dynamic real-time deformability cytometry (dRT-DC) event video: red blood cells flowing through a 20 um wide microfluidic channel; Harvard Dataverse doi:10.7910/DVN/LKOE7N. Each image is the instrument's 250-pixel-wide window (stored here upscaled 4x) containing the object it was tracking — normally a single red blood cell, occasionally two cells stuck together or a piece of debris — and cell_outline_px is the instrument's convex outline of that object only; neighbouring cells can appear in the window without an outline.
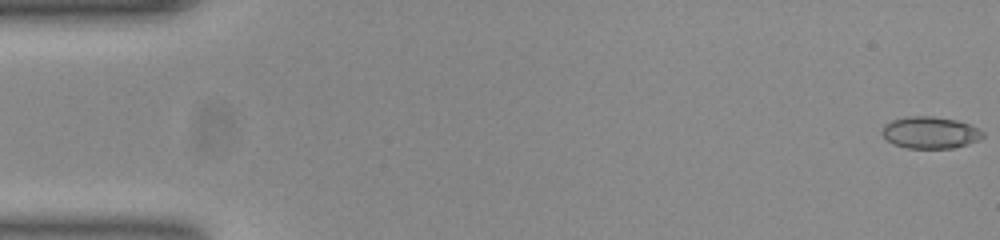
{"species": "common noctule bat (a hibernating species)", "species_latin": "Nyctalus noctula", "temperature_condition": "room temperature", "stored_images_in_passage": 53, "camera_frame_rate_fps": 3000, "um_per_image_px": 0.085, "animal": {"sex": "female", "body_mass_g": 23.0, "forearm_length_mm": 53.4}, "frame": {"image": 1, "passage_image": 1, "time_ms": 0.0, "image_size_px": [1000, 240], "cell_outline_px": [[984, 136], [980, 140], [968, 144], [952, 148], [904, 148], [892, 144], [880, 132], [884, 124], [892, 120], [904, 116], [932, 116], [956, 120], [972, 124], [980, 128], [984, 132]], "centroid_in_image_um": [79.08, 11.26], "position_along_channel_um": 5.9, "area_um2": 19.07}}
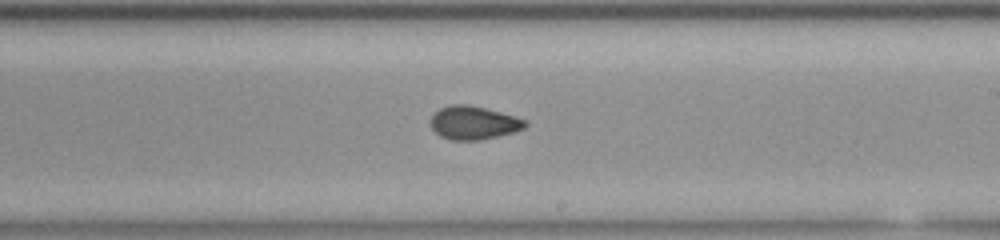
{"frame": {"image": 2, "passage_image": 31, "time_ms": 10.0, "image_size_px": [1000, 240], "cell_outline_px": [[528, 124], [524, 128], [512, 132], [480, 140], [452, 140], [440, 136], [432, 128], [432, 116], [440, 108], [452, 104], [468, 104], [516, 116], [528, 120]], "centroid_in_image_um": [40.28, 10.43], "position_along_channel_um": 248.7, "area_um2": 18.21}}
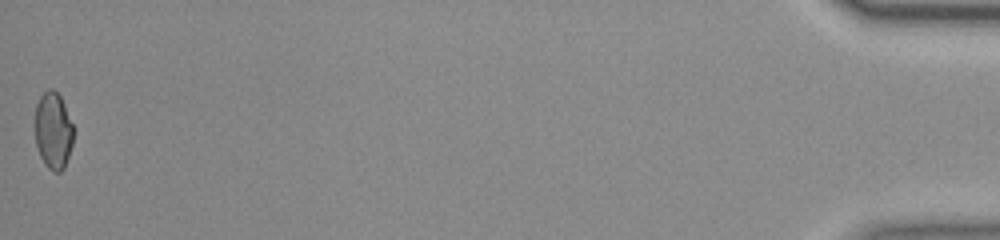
{"frame": {"image": 3, "passage_image": 53, "time_ms": 17.333, "image_size_px": [1000, 240], "cell_outline_px": [[72, 144], [64, 168], [60, 172], [52, 172], [44, 164], [40, 156], [36, 144], [36, 104], [40, 96], [48, 88], [52, 88], [60, 96], [64, 104], [72, 124]], "centroid_in_image_um": [4.51, 11.11], "position_along_channel_um": 430.7, "area_um2": 16.99}, "authors_computed_cell_mechanics": {"area_um2": 18.207, "velocity_mm_per_s": 3.8802, "shape_relaxation_time_tau1_ms": 5.6862, "shape_relaxation_time_tau2_ms": 1.798, "deformation_change_tau1": 0.129, "deformation_change_tau2": 0.0477}}